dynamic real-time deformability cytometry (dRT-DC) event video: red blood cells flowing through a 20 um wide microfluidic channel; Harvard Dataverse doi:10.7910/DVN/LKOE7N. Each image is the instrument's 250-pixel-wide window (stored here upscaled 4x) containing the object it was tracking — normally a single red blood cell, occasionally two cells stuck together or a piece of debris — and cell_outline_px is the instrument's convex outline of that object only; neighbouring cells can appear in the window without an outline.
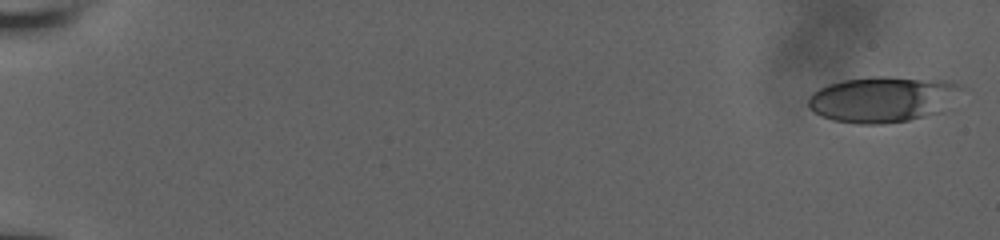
{"species": "human", "species_latin": "Homo sapiens", "temperature_condition": "room temperature", "stored_images_in_passage": 55, "camera_frame_rate_fps": 3000, "um_per_image_px": 0.085, "donor": {"sex": "male"}, "frame": {"image": 1, "passage_image": 1, "time_ms": 0.0, "image_size_px": [1000, 240], "cell_outline_px": [[960, 88], [944, 112], [908, 120], [884, 124], [860, 124], [832, 120], [820, 116], [812, 112], [808, 108], [808, 96], [812, 92], [828, 84], [844, 80], [872, 76], [884, 76], [952, 80], [960, 84]], "centroid_in_image_um": [75.0, 8.44], "position_along_channel_um": 10.0, "area_um2": 41.27}}
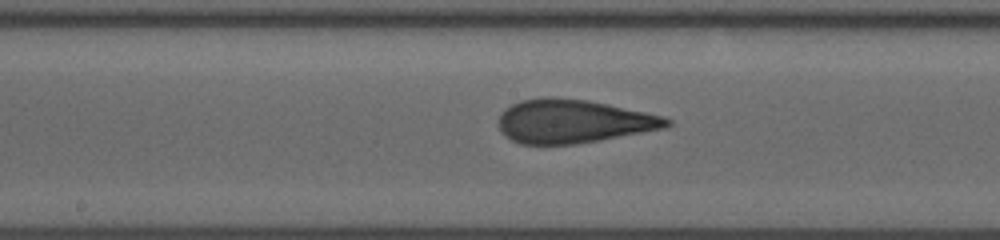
{"frame": {"image": 2, "passage_image": 31, "time_ms": 10.0, "image_size_px": [1000, 240], "cell_outline_px": [[672, 124], [664, 128], [600, 140], [576, 144], [520, 144], [504, 136], [500, 132], [500, 116], [504, 108], [520, 100], [544, 96], [552, 96], [588, 100], [608, 104], [664, 116], [672, 120]], "centroid_in_image_um": [48.7, 10.3], "position_along_channel_um": 199.5, "area_um2": 42.83}}
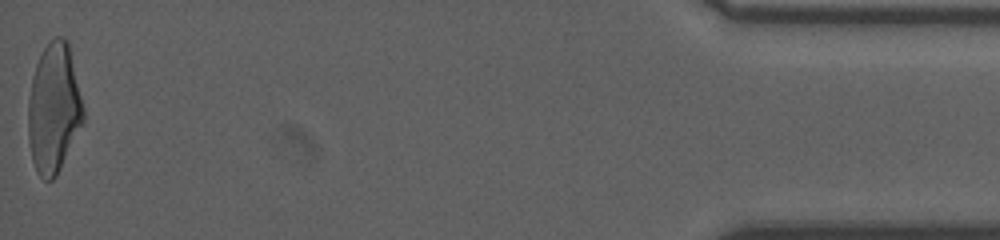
{"frame": {"image": 3, "passage_image": 55, "time_ms": 18.0, "image_size_px": [1000, 240], "cell_outline_px": [[84, 120], [56, 176], [52, 180], [44, 180], [36, 172], [32, 160], [28, 140], [28, 100], [32, 76], [36, 64], [44, 48], [56, 36], [60, 36], [68, 40], [84, 108]], "centroid_in_image_um": [4.56, 9.21], "position_along_channel_um": 430.6, "area_um2": 41.56}, "authors_computed_cell_mechanics": {"area_um2": 41.4426, "velocity_mm_per_s": 3.9425, "shape_relaxation_time_tau1_ms": 10.2198, "shape_relaxation_time_tau2_ms": 0.9042, "deformation_change_tau1": 0.3004, "deformation_change_tau2": 0.0942}}